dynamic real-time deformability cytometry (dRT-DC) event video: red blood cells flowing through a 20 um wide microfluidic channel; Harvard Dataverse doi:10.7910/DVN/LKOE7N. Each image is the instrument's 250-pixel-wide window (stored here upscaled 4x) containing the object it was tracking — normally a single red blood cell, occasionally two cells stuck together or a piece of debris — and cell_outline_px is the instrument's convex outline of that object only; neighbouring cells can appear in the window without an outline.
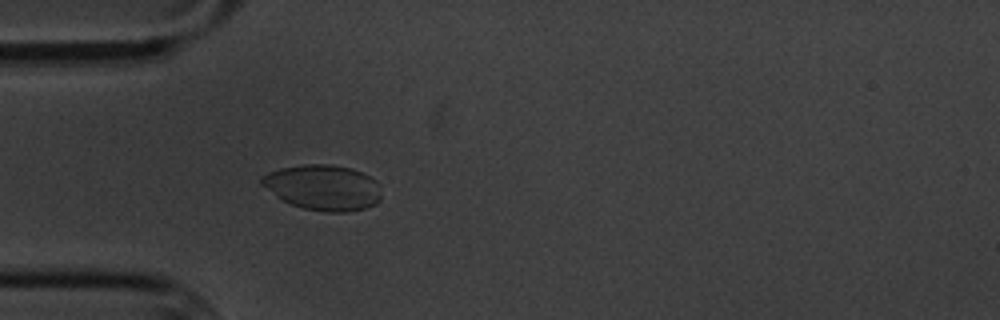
{"species": "common noctule bat (a hibernating species)", "species_latin": "Nyctalus noctula", "temperature_condition": "cold", "stored_images_in_passage": 4, "camera_frame_rate_fps": 3000, "um_per_image_px": 0.085, "animal": {"sex": "male", "body_mass_g": 20.1, "forearm_length_mm": 53.5}, "frame": {"image": 1, "passage_image": 4, "time_ms": 3.667, "image_size_px": [1000, 320], "cell_outline_px": [[380, 200], [376, 204], [364, 208], [348, 212], [328, 212], [304, 208], [292, 204], [276, 196], [260, 184], [260, 176], [268, 172], [280, 168], [304, 164], [332, 164], [352, 168], [376, 180], [380, 184]], "centroid_in_image_um": [27.46, 15.92], "position_along_channel_um": 57.5, "area_um2": 31.79}}